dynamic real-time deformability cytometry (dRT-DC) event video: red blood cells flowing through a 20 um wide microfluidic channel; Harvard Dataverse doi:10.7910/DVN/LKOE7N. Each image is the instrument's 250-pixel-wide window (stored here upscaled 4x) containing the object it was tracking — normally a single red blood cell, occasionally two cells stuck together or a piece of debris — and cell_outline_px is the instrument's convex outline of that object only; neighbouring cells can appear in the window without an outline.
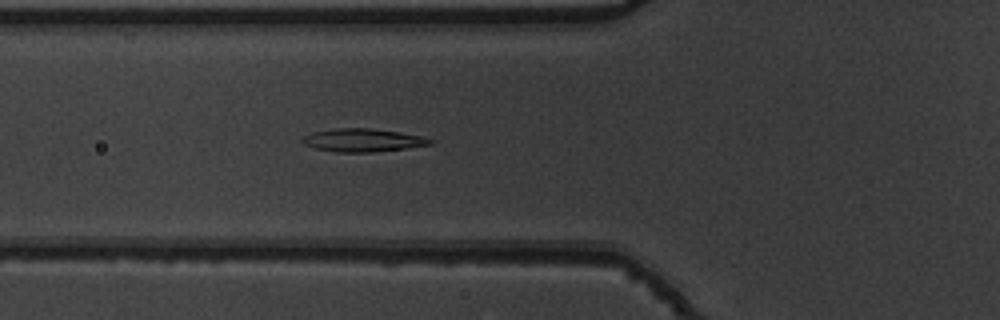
{"species": "common noctule bat (a hibernating species)", "species_latin": "Nyctalus noctula", "temperature_condition": "warm", "stored_images_in_passage": 54, "camera_frame_rate_fps": 3000, "um_per_image_px": 0.085, "animal": {"sex": "male", "body_mass_g": 19.5, "forearm_length_mm": 54.6}, "frame": {"image": 1, "passage_image": 20, "time_ms": 6.333, "image_size_px": [1000, 320], "cell_outline_px": [[436, 140], [432, 144], [404, 148], [372, 152], [336, 152], [316, 148], [304, 144], [300, 140], [304, 136], [312, 132], [336, 128], [372, 128], [400, 132], [424, 136]], "centroid_in_image_um": [30.86, 11.9], "position_along_channel_um": 94.9, "area_um2": 17.22}}
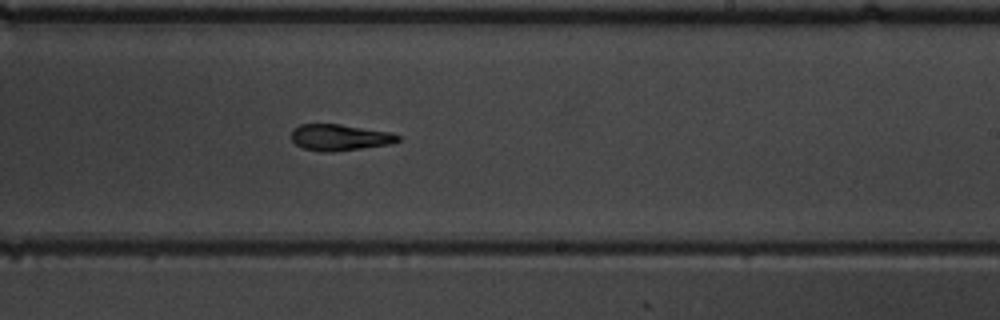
{"frame": {"image": 2, "passage_image": 33, "time_ms": 10.667, "image_size_px": [1000, 320], "cell_outline_px": [[400, 140], [388, 144], [332, 152], [324, 152], [304, 148], [296, 144], [292, 140], [292, 128], [300, 124], [340, 124], [392, 132], [400, 136]], "centroid_in_image_um": [28.86, 11.66], "position_along_channel_um": 260.1, "area_um2": 16.24}}
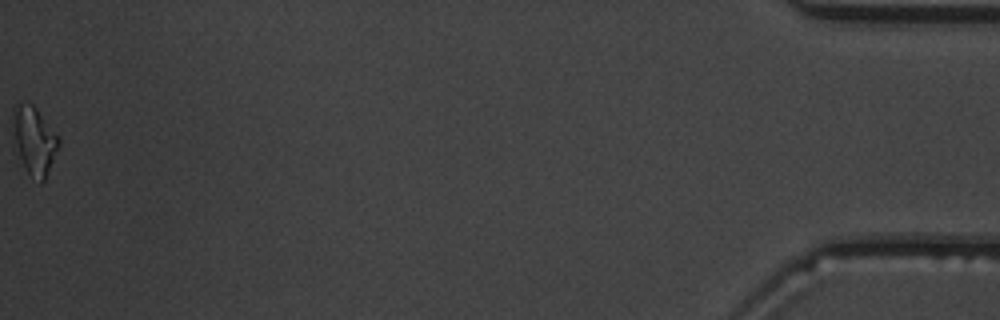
{"frame": {"image": 3, "passage_image": 54, "time_ms": 17.667, "image_size_px": [1000, 320], "cell_outline_px": [[60, 144], [44, 180], [40, 184], [28, 172], [12, 152], [12, 108], [20, 100], [32, 104], [36, 108], [60, 140]], "centroid_in_image_um": [2.81, 11.93], "position_along_channel_um": 432.4, "area_um2": 18.73}, "authors_computed_cell_mechanics": {"area_um2": 17.1666, "velocity_mm_per_s": 3.8156, "shape_relaxation_time_tau1_ms": 7.6451, "shape_relaxation_time_tau2_ms": 4.6309, "deformation_change_tau1": 0.1973, "deformation_change_tau2": 0.121}}